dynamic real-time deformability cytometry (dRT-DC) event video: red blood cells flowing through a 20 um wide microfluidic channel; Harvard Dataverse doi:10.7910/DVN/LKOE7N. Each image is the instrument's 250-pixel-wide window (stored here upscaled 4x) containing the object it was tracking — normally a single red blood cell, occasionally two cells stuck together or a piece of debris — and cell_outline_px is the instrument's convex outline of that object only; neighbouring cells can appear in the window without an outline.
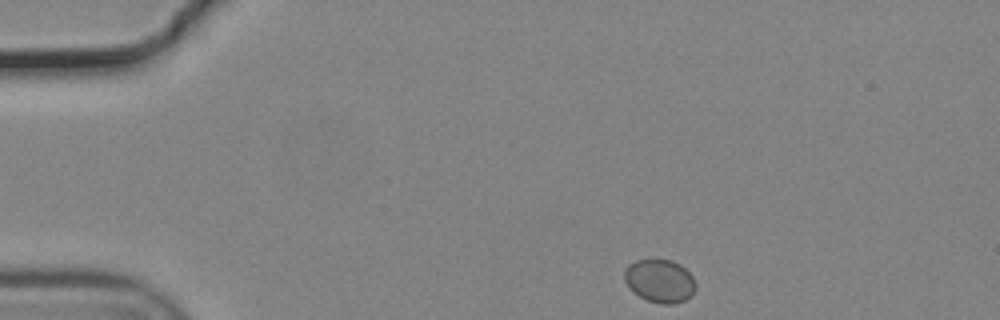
{"species": "common noctule bat (a hibernating species)", "species_latin": "Nyctalus noctula", "temperature_condition": "cold", "stored_images_in_passage": 47, "camera_frame_rate_fps": 3000, "um_per_image_px": 0.085, "animal": {"sex": "male", "body_mass_g": 19.2, "forearm_length_mm": 51.8}, "frame": {"image": 1, "passage_image": 1, "time_ms": 0.0, "image_size_px": [1000, 320], "cell_outline_px": [[696, 288], [692, 296], [684, 300], [672, 304], [660, 304], [648, 300], [640, 296], [624, 280], [624, 268], [628, 264], [636, 260], [672, 260], [680, 264], [692, 276], [696, 284]], "centroid_in_image_um": [56.1, 23.87], "position_along_channel_um": 28.9, "area_um2": 17.8}}
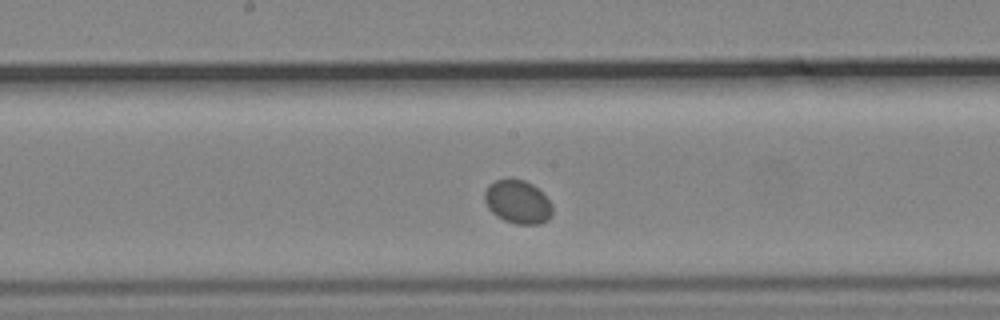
{"frame": {"image": 2, "passage_image": 21, "time_ms": 6.667, "image_size_px": [1000, 320], "cell_outline_px": [[552, 216], [548, 220], [540, 224], [516, 224], [504, 220], [496, 216], [488, 208], [484, 200], [484, 192], [488, 184], [496, 180], [524, 180], [532, 184], [552, 204]], "centroid_in_image_um": [43.99, 17.19], "position_along_channel_um": 204.2, "area_um2": 17.05}}
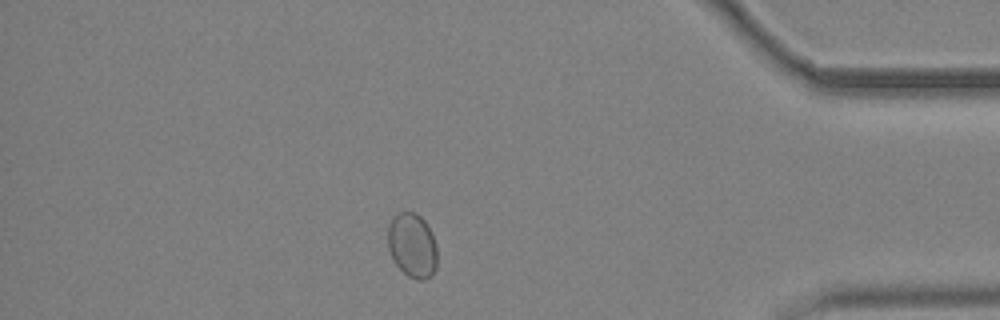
{"frame": {"image": 3, "passage_image": 40, "time_ms": 13.0, "image_size_px": [1000, 320], "cell_outline_px": [[436, 268], [432, 276], [424, 280], [416, 280], [408, 276], [392, 260], [388, 248], [388, 224], [392, 216], [396, 212], [416, 212], [424, 220], [432, 232], [436, 244]], "centroid_in_image_um": [35.03, 20.84], "position_along_channel_um": 400.2, "area_um2": 18.9}}